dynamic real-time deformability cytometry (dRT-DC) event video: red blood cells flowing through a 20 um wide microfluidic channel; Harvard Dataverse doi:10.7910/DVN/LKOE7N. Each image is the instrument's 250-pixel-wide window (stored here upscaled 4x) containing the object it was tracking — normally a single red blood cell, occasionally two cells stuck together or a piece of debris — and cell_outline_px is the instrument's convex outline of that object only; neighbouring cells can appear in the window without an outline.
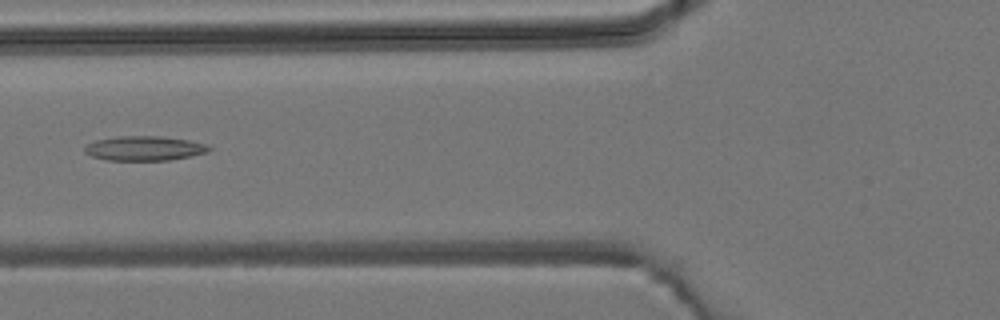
{"species": "common noctule bat (a hibernating species)", "species_latin": "Nyctalus noctula", "temperature_condition": "room temperature", "stored_images_in_passage": 4, "camera_frame_rate_fps": 3000, "um_per_image_px": 0.085, "animal": {"sex": "male", "body_mass_g": 19.2, "forearm_length_mm": 51.8}, "frame": {"image": 1, "passage_image": 4, "time_ms": 3.333, "image_size_px": [1000, 320], "cell_outline_px": [[212, 148], [208, 152], [192, 156], [168, 160], [104, 160], [92, 156], [84, 152], [84, 148], [88, 144], [96, 140], [116, 136], [160, 136], [188, 140], [204, 144]], "centroid_in_image_um": [12.26, 12.61], "position_along_channel_um": 113.5, "area_um2": 17.74}}